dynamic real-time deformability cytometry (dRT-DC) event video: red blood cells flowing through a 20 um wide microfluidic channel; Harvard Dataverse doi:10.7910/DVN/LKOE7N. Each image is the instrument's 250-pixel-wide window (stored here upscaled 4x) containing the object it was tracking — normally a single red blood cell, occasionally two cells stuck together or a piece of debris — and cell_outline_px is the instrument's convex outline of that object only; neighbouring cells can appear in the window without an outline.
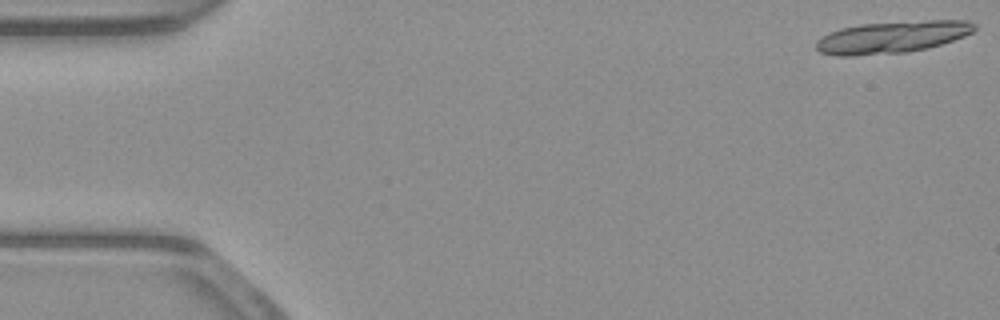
{"species": "common noctule bat (a hibernating species)", "species_latin": "Nyctalus noctula", "temperature_condition": "warm", "stored_images_in_passage": 18, "camera_frame_rate_fps": 3000, "um_per_image_px": 0.085, "animal": {"sex": "male", "body_mass_g": 23.1, "forearm_length_mm": 52.7}, "frame": {"image": 1, "passage_image": 1, "time_ms": 0.0, "image_size_px": [1000, 320], "cell_outline_px": [[976, 28], [972, 32], [964, 36], [928, 48], [908, 52], [852, 56], [836, 56], [820, 52], [816, 48], [816, 40], [820, 36], [828, 32], [840, 28], [860, 24], [928, 20], [968, 20], [976, 24]], "centroid_in_image_um": [75.79, 3.15], "position_along_channel_um": 9.2, "area_um2": 29.71}}